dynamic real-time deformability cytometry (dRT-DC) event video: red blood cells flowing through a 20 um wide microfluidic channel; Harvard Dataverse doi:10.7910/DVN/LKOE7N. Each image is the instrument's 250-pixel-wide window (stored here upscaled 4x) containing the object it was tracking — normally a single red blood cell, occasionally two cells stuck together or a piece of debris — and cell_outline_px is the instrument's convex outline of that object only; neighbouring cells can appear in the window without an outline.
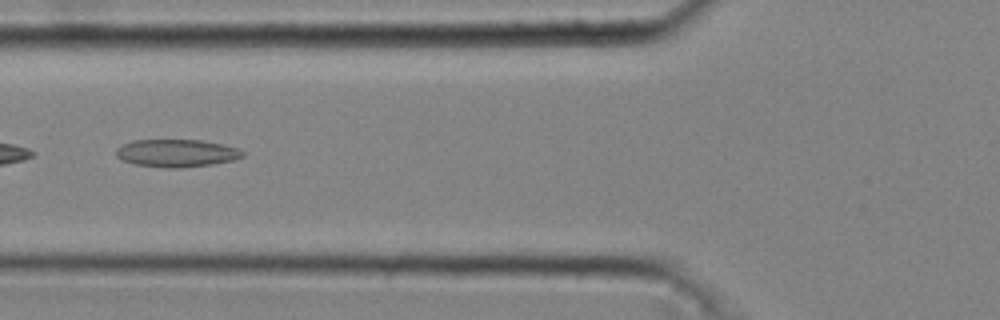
{"species": "common noctule bat (a hibernating species)", "species_latin": "Nyctalus noctula", "temperature_condition": "cold", "stored_images_in_passage": 12, "camera_frame_rate_fps": 3000, "um_per_image_px": 0.085, "animal": {"sex": "male", "body_mass_g": 20.4}, "frame": {"image": 1, "passage_image": 4, "time_ms": 1.0, "image_size_px": [1000, 320], "cell_outline_px": [[244, 156], [232, 160], [212, 164], [180, 168], [164, 168], [136, 164], [120, 160], [116, 156], [116, 148], [120, 144], [132, 140], [200, 140], [224, 144], [240, 148], [244, 152]], "centroid_in_image_um": [14.99, 13.01], "position_along_channel_um": 110.8, "area_um2": 20.63}}
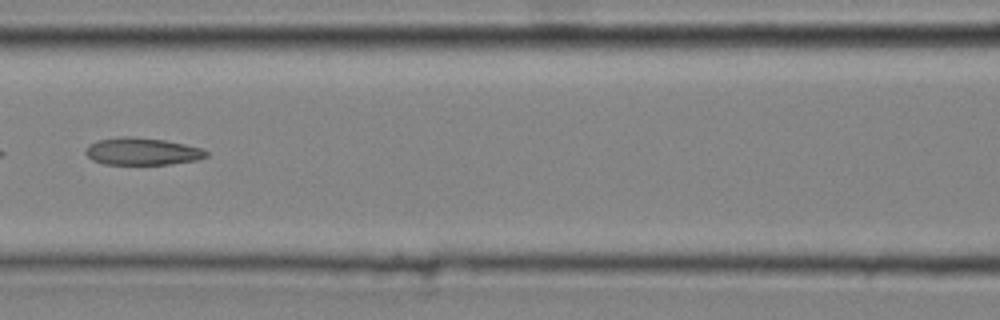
{"frame": {"image": 2, "passage_image": 7, "time_ms": 2.0, "image_size_px": [1000, 320], "cell_outline_px": [[208, 156], [196, 160], [172, 164], [104, 164], [92, 160], [84, 152], [88, 144], [96, 140], [120, 136], [132, 136], [164, 140], [184, 144], [200, 148], [208, 152]], "centroid_in_image_um": [12.04, 12.86], "position_along_channel_um": 154.6, "area_um2": 19.25}}